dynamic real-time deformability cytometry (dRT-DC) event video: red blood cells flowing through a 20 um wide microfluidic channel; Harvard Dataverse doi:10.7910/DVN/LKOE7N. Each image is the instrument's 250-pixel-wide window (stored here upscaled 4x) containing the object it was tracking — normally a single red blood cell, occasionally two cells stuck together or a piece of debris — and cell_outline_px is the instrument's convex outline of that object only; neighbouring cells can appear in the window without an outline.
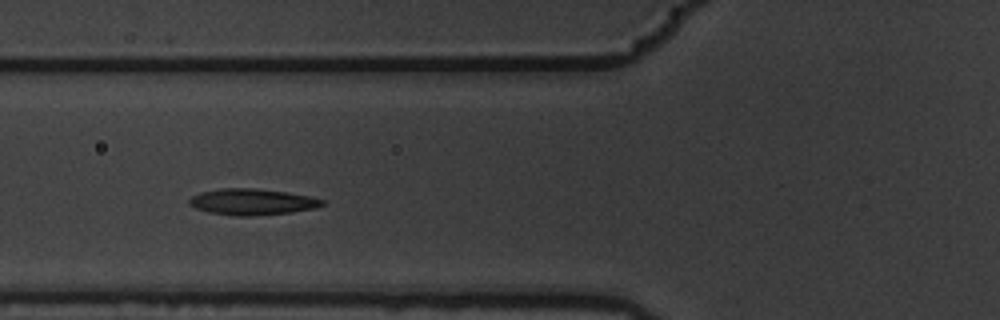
{"species": "common noctule bat (a hibernating species)", "species_latin": "Nyctalus noctula", "temperature_condition": "warm", "stored_images_in_passage": 4, "camera_frame_rate_fps": 3000, "um_per_image_px": 0.085, "animal": {"sex": "male", "body_mass_g": 19.5, "forearm_length_mm": 54.6}, "frame": {"image": 1, "passage_image": 3, "time_ms": 0.667, "image_size_px": [1000, 320], "cell_outline_px": [[324, 204], [316, 208], [292, 212], [256, 216], [232, 216], [208, 212], [196, 208], [188, 204], [188, 200], [192, 196], [200, 192], [224, 188], [256, 188], [312, 196], [324, 200]], "centroid_in_image_um": [21.43, 17.16], "position_along_channel_um": 104.4, "area_um2": 20.46}}
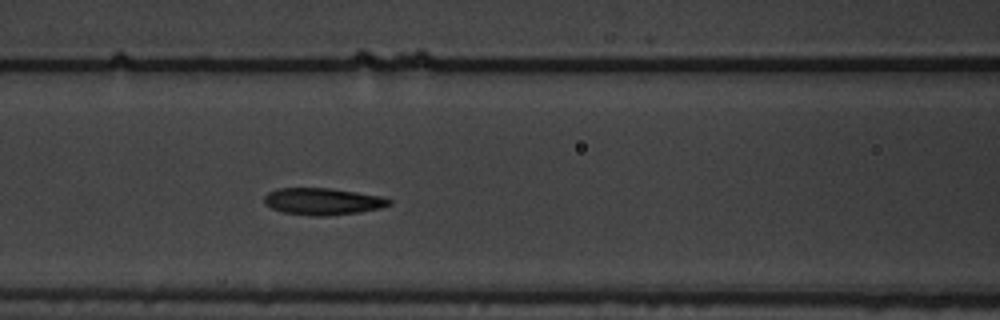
{"frame": {"image": 2, "passage_image": 4, "time_ms": 1.0, "image_size_px": [1000, 320], "cell_outline_px": [[392, 204], [380, 208], [356, 212], [328, 216], [312, 216], [284, 212], [272, 208], [264, 204], [264, 196], [268, 192], [276, 188], [328, 188], [356, 192], [380, 196], [392, 200]], "centroid_in_image_um": [27.4, 17.12], "position_along_channel_um": 139.2, "area_um2": 19.48}}